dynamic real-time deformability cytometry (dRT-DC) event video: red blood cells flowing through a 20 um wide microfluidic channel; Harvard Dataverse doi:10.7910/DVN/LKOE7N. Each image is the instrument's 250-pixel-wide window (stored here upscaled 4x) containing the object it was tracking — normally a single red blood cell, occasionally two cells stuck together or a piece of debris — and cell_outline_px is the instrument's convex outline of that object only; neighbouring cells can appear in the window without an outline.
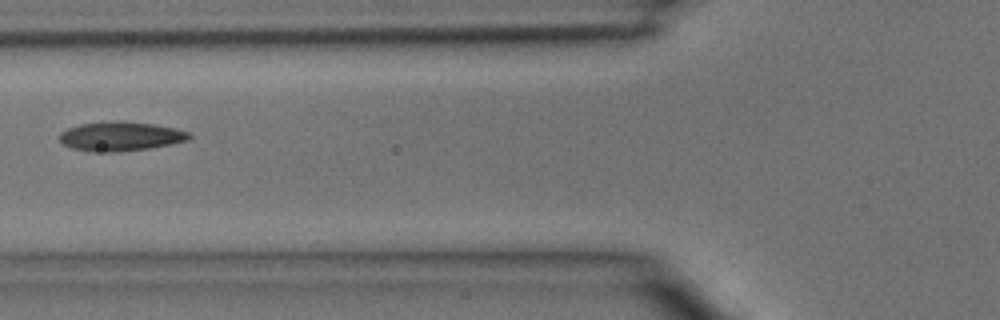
{"species": "common noctule bat (a hibernating species)", "species_latin": "Nyctalus noctula", "temperature_condition": "room temperature", "stored_images_in_passage": 5, "camera_frame_rate_fps": 3000, "um_per_image_px": 0.085, "animal": {"sex": "male", "body_mass_g": 15.6}, "frame": {"image": 1, "passage_image": 5, "time_ms": 1.333, "image_size_px": [1000, 320], "cell_outline_px": [[192, 136], [188, 140], [172, 144], [148, 148], [116, 152], [92, 152], [72, 148], [64, 144], [60, 140], [60, 132], [68, 128], [80, 124], [120, 120], [124, 120], [152, 124], [176, 128], [188, 132]], "centroid_in_image_um": [10.25, 11.58], "position_along_channel_um": 115.5, "area_um2": 22.14}}